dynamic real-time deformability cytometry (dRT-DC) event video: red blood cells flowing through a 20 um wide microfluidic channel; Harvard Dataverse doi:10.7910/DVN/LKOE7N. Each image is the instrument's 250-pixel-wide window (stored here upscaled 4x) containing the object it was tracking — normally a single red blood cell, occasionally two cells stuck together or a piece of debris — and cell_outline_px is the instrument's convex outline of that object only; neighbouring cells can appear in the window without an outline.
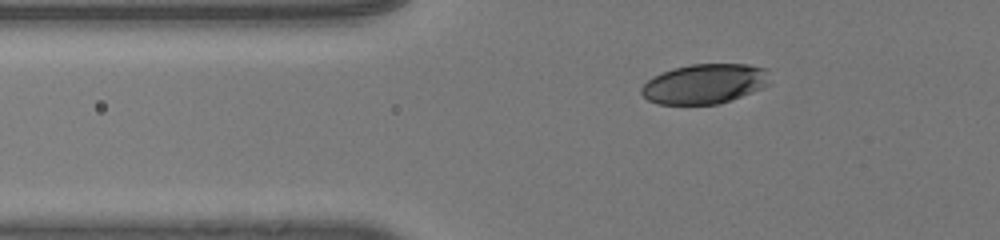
{"species": "human", "species_latin": "Homo sapiens", "temperature_condition": "room temperature", "stored_images_in_passage": 46, "camera_frame_rate_fps": 3000, "um_per_image_px": 0.085, "donor": {"sex": "male"}, "frame": {"image": 1, "passage_image": 14, "time_ms": 4.333, "image_size_px": [1000, 240], "cell_outline_px": [[768, 84], [752, 92], [732, 100], [720, 104], [656, 104], [648, 100], [640, 92], [640, 88], [652, 76], [676, 68], [692, 64], [748, 64], [768, 68]], "centroid_in_image_um": [59.89, 7.13], "position_along_channel_um": 65.9, "area_um2": 29.77}}
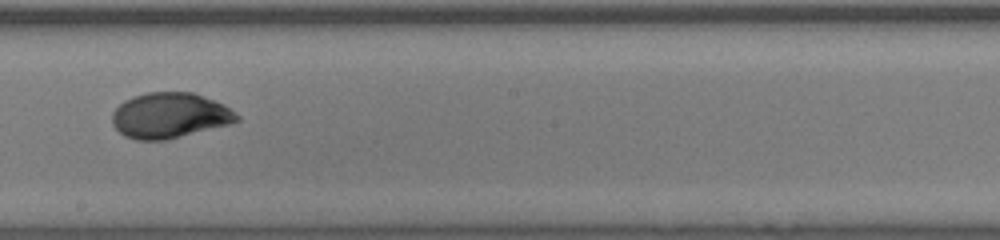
{"frame": {"image": 2, "passage_image": 28, "time_ms": 9.0, "image_size_px": [1000, 240], "cell_outline_px": [[240, 120], [228, 124], [168, 140], [136, 140], [124, 136], [112, 124], [112, 112], [124, 100], [132, 96], [148, 92], [192, 92], [224, 104], [236, 112], [240, 116]], "centroid_in_image_um": [14.42, 9.82], "position_along_channel_um": 233.8, "area_um2": 33.12}}
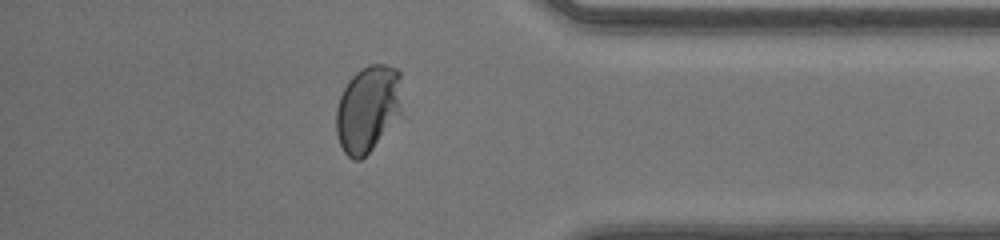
{"frame": {"image": 3, "passage_image": 41, "time_ms": 13.333, "image_size_px": [1000, 240], "cell_outline_px": [[404, 116], [360, 160], [352, 160], [344, 152], [340, 144], [336, 132], [336, 108], [340, 96], [348, 80], [356, 72], [368, 64], [384, 64], [396, 68], [400, 72]], "centroid_in_image_um": [31.33, 9.24], "position_along_channel_um": 403.9, "area_um2": 34.22}, "authors_computed_cell_mechanics": {"area_um2": 32.0501, "velocity_mm_per_s": 4.1295, "shape_relaxation_time_tau1_ms": 5.1162, "shape_relaxation_time_tau2_ms": null, "deformation_change_tau1": 0.1765, "deformation_change_tau2": null}}